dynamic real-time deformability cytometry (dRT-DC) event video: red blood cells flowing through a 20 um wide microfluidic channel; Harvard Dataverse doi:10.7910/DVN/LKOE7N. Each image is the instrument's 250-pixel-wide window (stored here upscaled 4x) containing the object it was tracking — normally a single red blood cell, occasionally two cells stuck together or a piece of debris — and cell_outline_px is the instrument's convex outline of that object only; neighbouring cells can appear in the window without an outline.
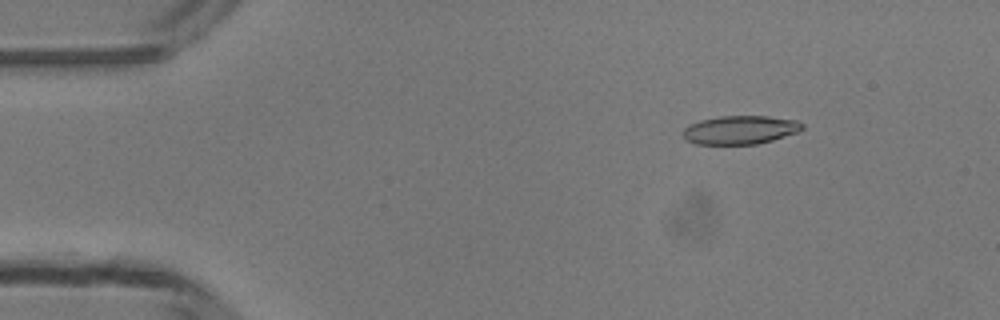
{"species": "common noctule bat (a hibernating species)", "species_latin": "Nyctalus noctula", "temperature_condition": "room temperature", "stored_images_in_passage": 43, "camera_frame_rate_fps": 3000, "um_per_image_px": 0.085, "animal": {"sex": "male", "body_mass_g": 13.3}, "frame": {"image": 1, "passage_image": 1, "time_ms": 0.0, "image_size_px": [1000, 320], "cell_outline_px": [[804, 128], [796, 132], [772, 140], [756, 144], [696, 144], [688, 140], [680, 132], [684, 128], [700, 120], [720, 116], [768, 116], [796, 120], [804, 124]], "centroid_in_image_um": [62.91, 11.03], "position_along_channel_um": 22.1, "area_um2": 19.71}}
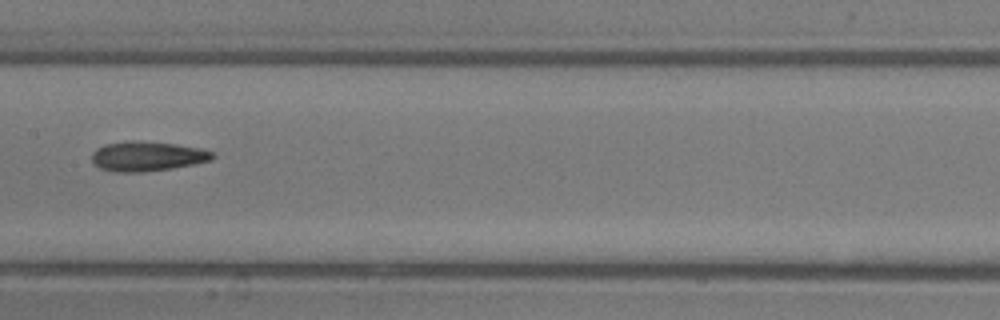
{"frame": {"image": 2, "passage_image": 19, "time_ms": 6.0, "image_size_px": [1000, 320], "cell_outline_px": [[216, 156], [212, 160], [172, 168], [144, 172], [112, 172], [100, 168], [92, 160], [92, 152], [96, 148], [104, 144], [124, 140], [132, 140], [176, 144], [200, 148], [212, 152]], "centroid_in_image_um": [12.48, 13.27], "position_along_channel_um": 194.9, "area_um2": 21.04}}
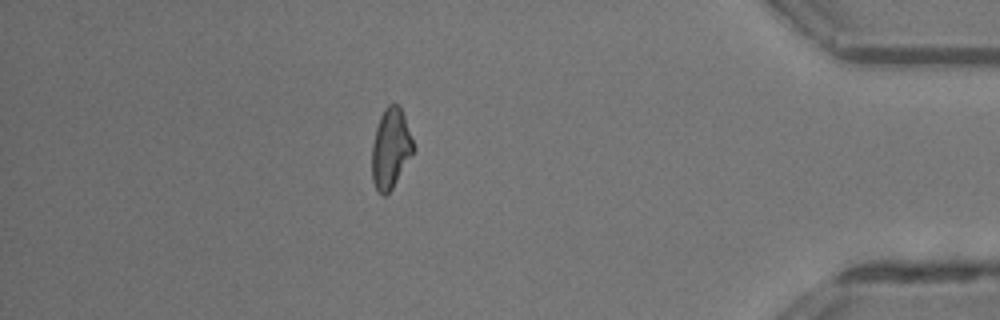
{"frame": {"image": 3, "passage_image": 37, "time_ms": 12.0, "image_size_px": [1000, 320], "cell_outline_px": [[412, 152], [392, 188], [384, 196], [376, 188], [372, 180], [372, 144], [376, 128], [380, 116], [384, 108], [388, 104], [400, 104], [412, 140]], "centroid_in_image_um": [33.16, 12.58], "position_along_channel_um": 402.0, "area_um2": 18.73}, "authors_computed_cell_mechanics": {"area_um2": 20.0566, "velocity_mm_per_s": 4.2018, "shape_relaxation_time_tau1_ms": null, "shape_relaxation_time_tau2_ms": 4.3021, "deformation_change_tau1": null, "deformation_change_tau2": 0.1376}}